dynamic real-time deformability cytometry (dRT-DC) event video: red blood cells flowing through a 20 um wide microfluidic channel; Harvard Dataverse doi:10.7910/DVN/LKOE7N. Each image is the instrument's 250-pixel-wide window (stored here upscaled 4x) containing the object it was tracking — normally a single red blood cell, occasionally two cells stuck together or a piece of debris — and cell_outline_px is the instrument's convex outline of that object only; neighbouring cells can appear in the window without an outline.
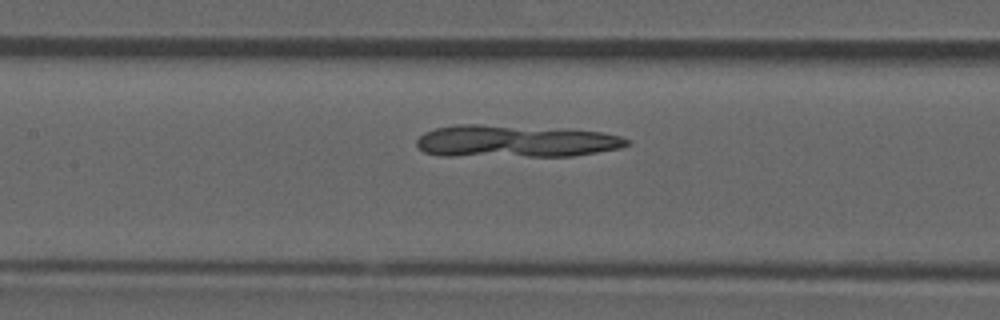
{"species": "common noctule bat (a hibernating species)", "species_latin": "Nyctalus noctula", "temperature_condition": "room temperature", "stored_images_in_passage": 38, "camera_frame_rate_fps": 3000, "um_per_image_px": 0.085, "animal": {"sex": "male", "forearm_length_mm": 52.5}, "frame": {"image": 1, "passage_image": 13, "time_ms": 4.0, "image_size_px": [1000, 320], "cell_outline_px": [[632, 144], [620, 148], [572, 156], [440, 156], [424, 152], [416, 144], [416, 140], [424, 132], [436, 128], [456, 124], [480, 124], [568, 128], [604, 132], [620, 136], [632, 140]], "centroid_in_image_um": [43.85, 11.99], "position_along_channel_um": 163.6, "area_um2": 40.29}}
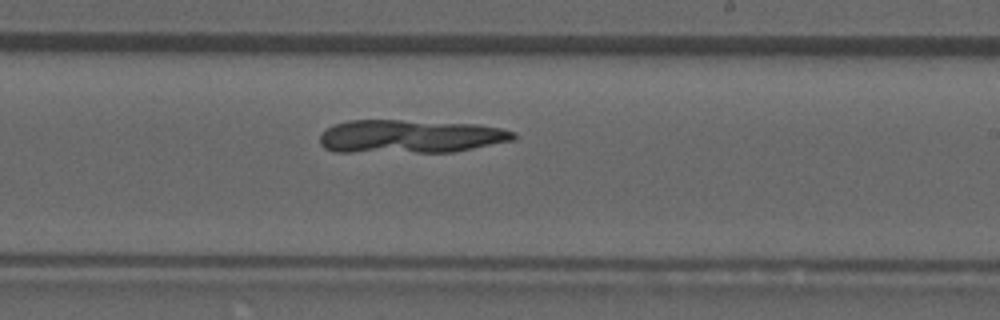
{"frame": {"image": 2, "passage_image": 20, "time_ms": 6.333, "image_size_px": [1000, 320], "cell_outline_px": [[516, 136], [512, 140], [452, 152], [336, 152], [324, 148], [320, 144], [320, 136], [332, 124], [348, 120], [400, 120], [480, 124], [500, 128], [516, 132]], "centroid_in_image_um": [34.83, 11.59], "position_along_channel_um": 254.2, "area_um2": 37.69}}
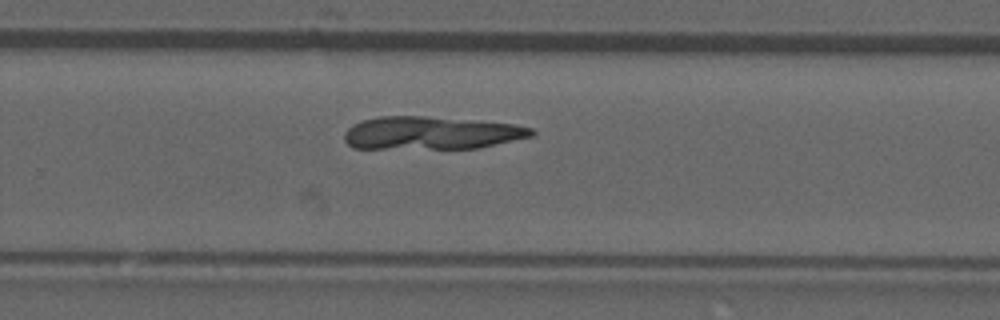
{"frame": {"image": 3, "passage_image": 23, "time_ms": 7.333, "image_size_px": [1000, 320], "cell_outline_px": [[536, 132], [532, 136], [480, 148], [352, 148], [344, 140], [344, 132], [352, 124], [376, 116], [424, 116], [516, 124], [532, 128]], "centroid_in_image_um": [36.64, 11.3], "position_along_channel_um": 293.2, "area_um2": 35.89}}